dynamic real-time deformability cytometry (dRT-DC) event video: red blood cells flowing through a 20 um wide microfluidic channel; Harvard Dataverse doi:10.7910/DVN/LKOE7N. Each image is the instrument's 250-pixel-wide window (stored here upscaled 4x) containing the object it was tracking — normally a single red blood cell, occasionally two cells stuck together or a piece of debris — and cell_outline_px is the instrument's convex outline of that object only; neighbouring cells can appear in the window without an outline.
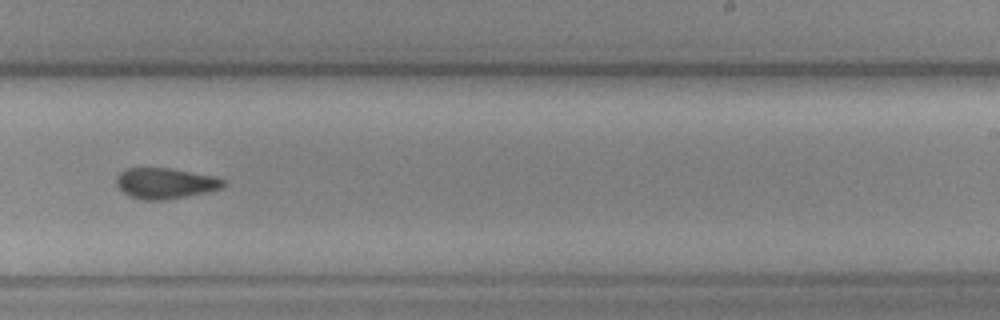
{"species": "common noctule bat (a hibernating species)", "species_latin": "Nyctalus noctula", "temperature_condition": "cold", "stored_images_in_passage": 40, "camera_frame_rate_fps": 3000, "um_per_image_px": 0.085, "animal": {"sex": "female", "body_mass_g": 19.3, "forearm_length_mm": 54.1}, "frame": {"image": 1, "passage_image": 34, "time_ms": 11.0, "image_size_px": [1000, 320], "cell_outline_px": [[228, 184], [220, 188], [188, 196], [164, 200], [144, 200], [128, 196], [116, 184], [116, 176], [120, 172], [128, 168], [168, 168], [212, 176], [224, 180]], "centroid_in_image_um": [14.01, 15.58], "position_along_channel_um": 275.0, "area_um2": 18.96}}